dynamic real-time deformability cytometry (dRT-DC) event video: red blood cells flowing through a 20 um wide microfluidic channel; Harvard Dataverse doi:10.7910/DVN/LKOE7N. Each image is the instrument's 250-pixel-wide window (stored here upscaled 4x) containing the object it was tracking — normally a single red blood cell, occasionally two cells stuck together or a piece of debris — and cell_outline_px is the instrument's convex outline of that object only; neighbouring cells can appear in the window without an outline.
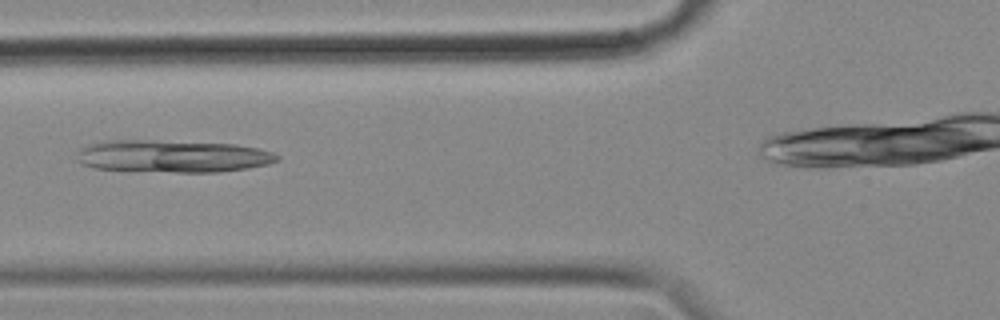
{"species": "common noctule bat (a hibernating species)", "species_latin": "Nyctalus noctula", "temperature_condition": "cold", "stored_images_in_passage": 36, "camera_frame_rate_fps": 3000, "um_per_image_px": 0.085, "animal": {"sex": "female", "body_mass_g": 18.4}, "frame": {"image": 1, "passage_image": 7, "time_ms": 2.0, "image_size_px": [1000, 320], "cell_outline_px": [[280, 160], [268, 164], [248, 168], [220, 172], [176, 172], [96, 168], [80, 164], [76, 160], [76, 152], [80, 148], [88, 144], [108, 140], [156, 140], [236, 144], [260, 148], [272, 152], [280, 156]], "centroid_in_image_um": [14.68, 13.27], "position_along_channel_um": 111.1, "area_um2": 38.09}}
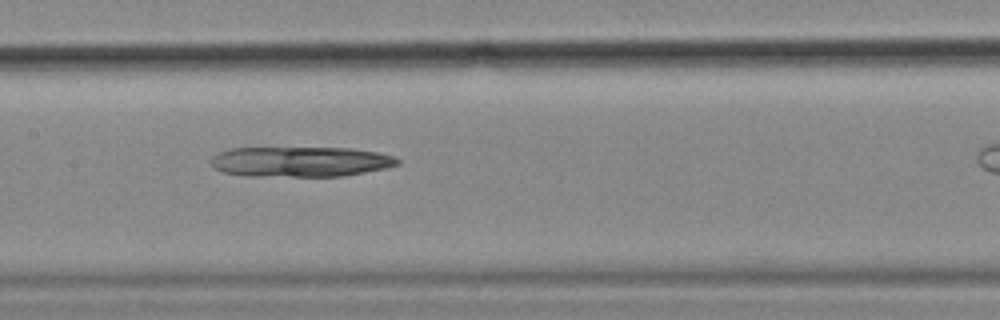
{"frame": {"image": 2, "passage_image": 13, "time_ms": 4.0, "image_size_px": [1000, 320], "cell_outline_px": [[400, 164], [384, 168], [340, 176], [248, 176], [224, 172], [212, 168], [208, 160], [216, 152], [232, 148], [352, 148], [376, 152], [392, 156], [400, 160]], "centroid_in_image_um": [25.45, 13.74], "position_along_channel_um": 182.0, "area_um2": 32.89}}
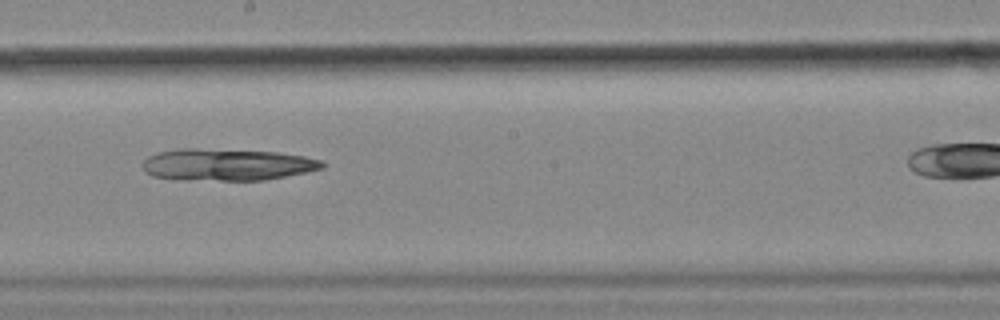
{"frame": {"image": 3, "passage_image": 17, "time_ms": 5.333, "image_size_px": [1000, 320], "cell_outline_px": [[324, 168], [264, 180], [184, 180], [152, 176], [144, 172], [140, 164], [148, 156], [160, 152], [180, 148], [196, 148], [276, 152], [304, 156], [320, 160], [324, 164]], "centroid_in_image_um": [19.22, 13.99], "position_along_channel_um": 229.0, "area_um2": 33.35}}